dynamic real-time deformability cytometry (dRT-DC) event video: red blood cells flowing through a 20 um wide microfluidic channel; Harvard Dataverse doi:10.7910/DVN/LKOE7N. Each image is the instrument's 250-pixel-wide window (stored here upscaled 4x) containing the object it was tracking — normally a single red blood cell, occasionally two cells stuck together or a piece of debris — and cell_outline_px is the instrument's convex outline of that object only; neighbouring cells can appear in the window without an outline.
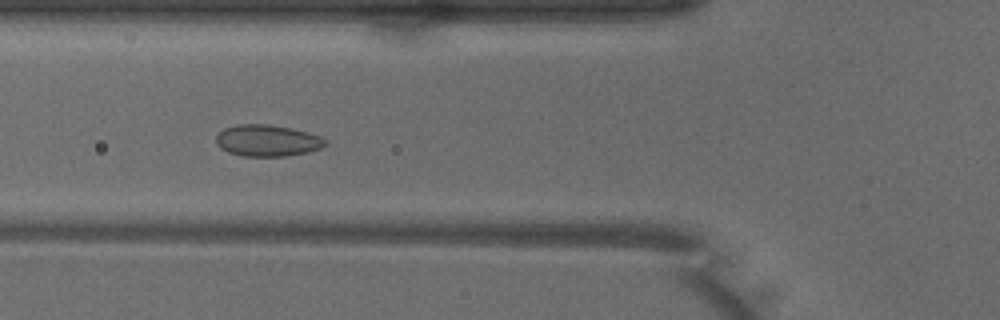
{"species": "common noctule bat (a hibernating species)", "species_latin": "Nyctalus noctula", "temperature_condition": "warm", "stored_images_in_passage": 35, "camera_frame_rate_fps": 3000, "um_per_image_px": 0.085, "animal": {"sex": "male", "body_mass_g": 18.8}, "frame": {"image": 1, "passage_image": 8, "time_ms": 2.333, "image_size_px": [1000, 320], "cell_outline_px": [[328, 144], [320, 148], [308, 152], [284, 156], [244, 156], [228, 152], [220, 148], [216, 144], [216, 136], [224, 128], [236, 124], [268, 124], [292, 128], [308, 132], [320, 136], [328, 140]], "centroid_in_image_um": [22.73, 11.94], "position_along_channel_um": 103.1, "area_um2": 20.23}}
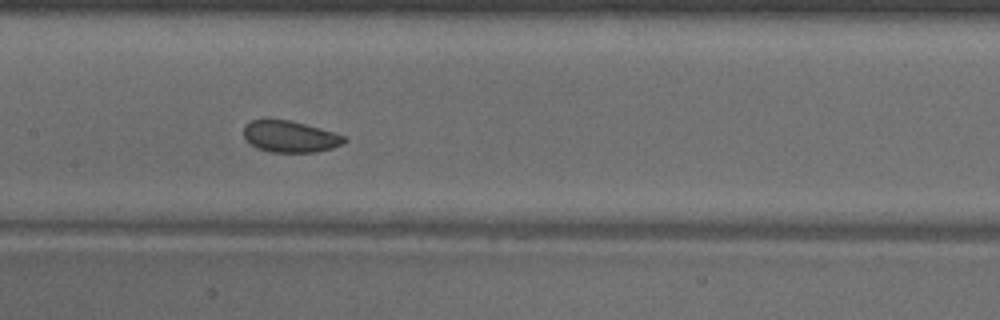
{"frame": {"image": 2, "passage_image": 14, "time_ms": 4.333, "image_size_px": [1000, 320], "cell_outline_px": [[348, 140], [332, 148], [316, 152], [272, 152], [256, 148], [244, 136], [244, 124], [252, 120], [264, 116], [292, 120], [320, 128], [344, 136]], "centroid_in_image_um": [24.59, 11.56], "position_along_channel_um": 182.8, "area_um2": 18.84}}
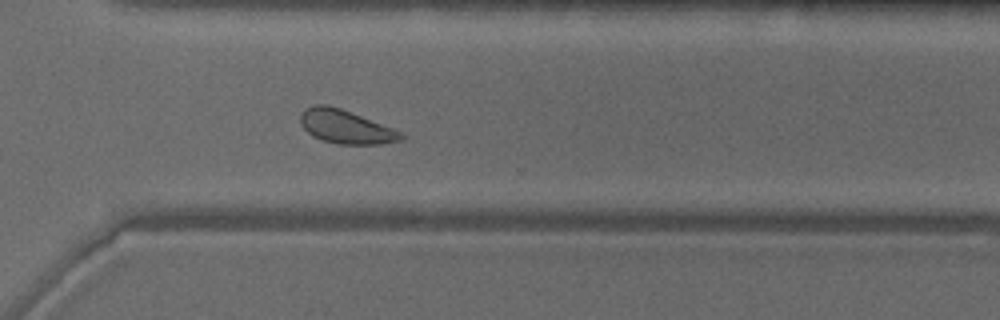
{"frame": {"image": 3, "passage_image": 26, "time_ms": 8.333, "image_size_px": [1000, 320], "cell_outline_px": [[404, 140], [380, 144], [340, 144], [324, 140], [312, 136], [300, 124], [300, 116], [304, 108], [312, 104], [328, 104], [340, 108], [404, 132]], "centroid_in_image_um": [29.39, 10.76], "position_along_channel_um": 341.2, "area_um2": 19.83}}